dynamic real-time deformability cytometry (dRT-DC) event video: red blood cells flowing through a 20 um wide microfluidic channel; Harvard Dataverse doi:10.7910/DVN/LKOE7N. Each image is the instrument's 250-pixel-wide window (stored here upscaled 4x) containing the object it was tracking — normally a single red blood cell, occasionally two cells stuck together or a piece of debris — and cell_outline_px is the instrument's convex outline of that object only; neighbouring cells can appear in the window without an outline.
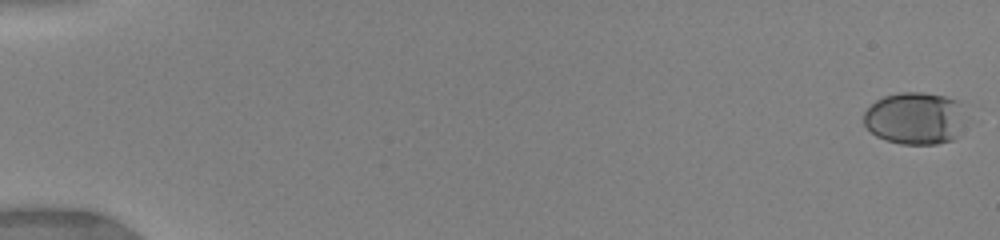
{"species": "human", "species_latin": "Homo sapiens", "temperature_condition": "warm", "stored_images_in_passage": 68, "camera_frame_rate_fps": 3000, "um_per_image_px": 0.085, "donor": {"sex": "female"}, "frame": {"image": 1, "passage_image": 1, "time_ms": 0.0, "image_size_px": [1000, 240], "cell_outline_px": [[964, 104], [956, 136], [952, 140], [936, 144], [900, 144], [876, 136], [864, 124], [864, 112], [876, 100], [884, 96], [900, 92], [924, 92], [944, 96], [956, 100]], "centroid_in_image_um": [77.73, 10.04], "position_along_channel_um": 7.3, "area_um2": 30.69}}
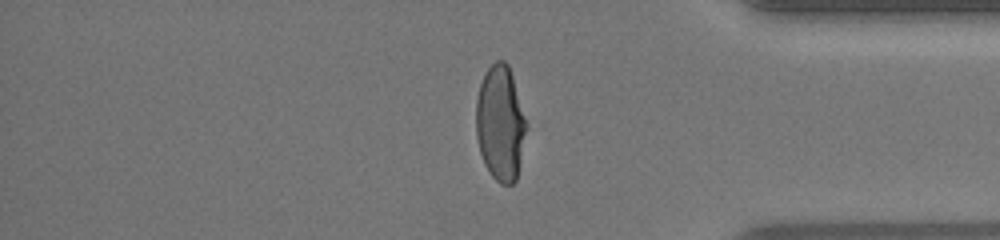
{"frame": {"image": 2, "passage_image": 57, "time_ms": 14.333, "image_size_px": [1000, 240], "cell_outline_px": [[528, 128], [516, 180], [512, 184], [500, 184], [492, 176], [484, 164], [480, 152], [476, 136], [476, 100], [480, 84], [488, 68], [496, 60], [504, 60], [508, 64], [528, 124]], "centroid_in_image_um": [42.54, 10.49], "position_along_channel_um": 392.7, "area_um2": 33.93}}
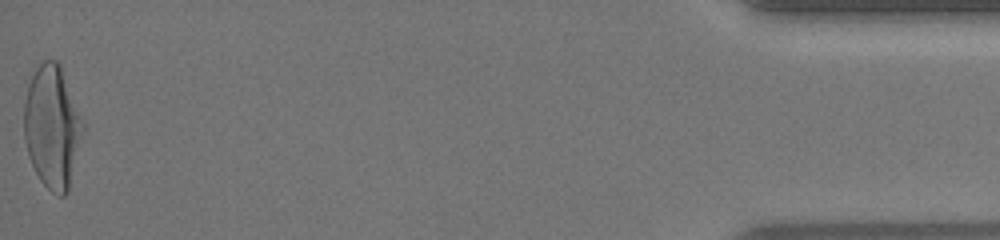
{"frame": {"image": 3, "passage_image": 68, "time_ms": 17.0, "image_size_px": [1000, 240], "cell_outline_px": [[84, 128], [68, 192], [64, 196], [60, 196], [52, 192], [40, 180], [28, 156], [24, 140], [24, 100], [28, 84], [36, 68], [44, 60], [56, 60], [60, 64], [84, 124]], "centroid_in_image_um": [4.43, 10.78], "position_along_channel_um": 430.8, "area_um2": 41.91}, "authors_computed_cell_mechanics": {"area_um2": 34.9401, "velocity_mm_per_s": 4.0292, "shape_relaxation_time_tau1_ms": 3.596, "shape_relaxation_time_tau2_ms": null, "deformation_change_tau1": 0.1935, "deformation_change_tau2": null}}